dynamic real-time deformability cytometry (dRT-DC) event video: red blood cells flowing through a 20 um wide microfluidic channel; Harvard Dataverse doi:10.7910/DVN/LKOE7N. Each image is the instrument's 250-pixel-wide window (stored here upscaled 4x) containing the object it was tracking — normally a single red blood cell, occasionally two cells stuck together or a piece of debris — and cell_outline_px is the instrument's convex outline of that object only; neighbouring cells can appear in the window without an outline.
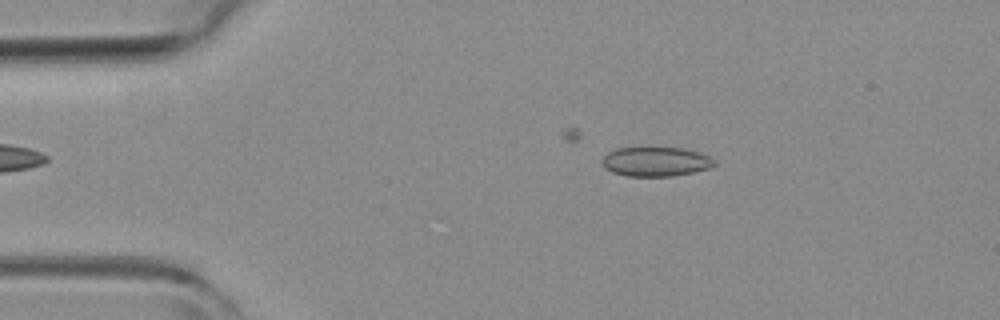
{"species": "common noctule bat (a hibernating species)", "species_latin": "Nyctalus noctula", "temperature_condition": "room temperature", "stored_images_in_passage": 3, "camera_frame_rate_fps": 3000, "um_per_image_px": 0.085, "animal": {"sex": "female", "body_mass_g": 19.3, "forearm_length_mm": 54.1}, "frame": {"image": 1, "passage_image": 1, "time_ms": 0.0, "image_size_px": [1000, 320], "cell_outline_px": [[716, 164], [708, 168], [692, 172], [672, 176], [628, 176], [612, 172], [604, 168], [604, 156], [608, 152], [616, 148], [680, 148], [700, 152], [716, 160]], "centroid_in_image_um": [55.75, 13.74], "position_along_channel_um": 29.2, "area_um2": 19.02}}